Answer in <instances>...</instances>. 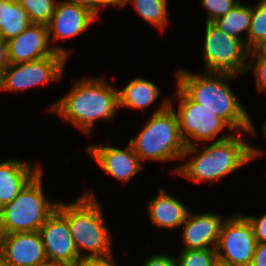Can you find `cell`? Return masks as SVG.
Here are the masks:
<instances>
[{"mask_svg":"<svg viewBox=\"0 0 266 266\" xmlns=\"http://www.w3.org/2000/svg\"><path fill=\"white\" fill-rule=\"evenodd\" d=\"M221 137L200 151L175 173L192 181H215L231 174L261 154L260 150L244 142L241 134Z\"/></svg>","mask_w":266,"mask_h":266,"instance_id":"3","label":"cell"},{"mask_svg":"<svg viewBox=\"0 0 266 266\" xmlns=\"http://www.w3.org/2000/svg\"><path fill=\"white\" fill-rule=\"evenodd\" d=\"M31 23L47 25L56 8L54 0H17Z\"/></svg>","mask_w":266,"mask_h":266,"instance_id":"24","label":"cell"},{"mask_svg":"<svg viewBox=\"0 0 266 266\" xmlns=\"http://www.w3.org/2000/svg\"><path fill=\"white\" fill-rule=\"evenodd\" d=\"M0 266H5L4 264H3V261L0 259Z\"/></svg>","mask_w":266,"mask_h":266,"instance_id":"40","label":"cell"},{"mask_svg":"<svg viewBox=\"0 0 266 266\" xmlns=\"http://www.w3.org/2000/svg\"><path fill=\"white\" fill-rule=\"evenodd\" d=\"M7 42H0V72L3 73L6 67L9 65Z\"/></svg>","mask_w":266,"mask_h":266,"instance_id":"33","label":"cell"},{"mask_svg":"<svg viewBox=\"0 0 266 266\" xmlns=\"http://www.w3.org/2000/svg\"><path fill=\"white\" fill-rule=\"evenodd\" d=\"M112 261L113 258L110 254L103 257H92L83 259L77 266H116Z\"/></svg>","mask_w":266,"mask_h":266,"instance_id":"32","label":"cell"},{"mask_svg":"<svg viewBox=\"0 0 266 266\" xmlns=\"http://www.w3.org/2000/svg\"><path fill=\"white\" fill-rule=\"evenodd\" d=\"M0 90L2 91V73L0 72Z\"/></svg>","mask_w":266,"mask_h":266,"instance_id":"37","label":"cell"},{"mask_svg":"<svg viewBox=\"0 0 266 266\" xmlns=\"http://www.w3.org/2000/svg\"><path fill=\"white\" fill-rule=\"evenodd\" d=\"M176 97L180 99L178 113L175 112L181 137L184 139L186 148L183 158L190 153L197 154L198 140H213L217 134L228 124L212 111L204 108L201 104L191 101L178 87ZM189 137V138H188ZM191 138L195 142L191 141ZM195 143V144H194Z\"/></svg>","mask_w":266,"mask_h":266,"instance_id":"8","label":"cell"},{"mask_svg":"<svg viewBox=\"0 0 266 266\" xmlns=\"http://www.w3.org/2000/svg\"><path fill=\"white\" fill-rule=\"evenodd\" d=\"M129 143L140 161L151 159L166 162L183 158L186 145L180 134L175 110L169 100L164 101L142 131L136 138H131Z\"/></svg>","mask_w":266,"mask_h":266,"instance_id":"5","label":"cell"},{"mask_svg":"<svg viewBox=\"0 0 266 266\" xmlns=\"http://www.w3.org/2000/svg\"><path fill=\"white\" fill-rule=\"evenodd\" d=\"M246 217L252 225L256 242H266V214L260 218L254 216Z\"/></svg>","mask_w":266,"mask_h":266,"instance_id":"29","label":"cell"},{"mask_svg":"<svg viewBox=\"0 0 266 266\" xmlns=\"http://www.w3.org/2000/svg\"><path fill=\"white\" fill-rule=\"evenodd\" d=\"M239 2V0H202L201 3L208 12L207 22L212 23L214 20L226 15Z\"/></svg>","mask_w":266,"mask_h":266,"instance_id":"26","label":"cell"},{"mask_svg":"<svg viewBox=\"0 0 266 266\" xmlns=\"http://www.w3.org/2000/svg\"><path fill=\"white\" fill-rule=\"evenodd\" d=\"M254 51H255L258 55H260V56L266 58V40H264L259 46H257V47L254 49Z\"/></svg>","mask_w":266,"mask_h":266,"instance_id":"35","label":"cell"},{"mask_svg":"<svg viewBox=\"0 0 266 266\" xmlns=\"http://www.w3.org/2000/svg\"><path fill=\"white\" fill-rule=\"evenodd\" d=\"M215 266H230V265H226V264H223V263H221V262H217L216 264H215Z\"/></svg>","mask_w":266,"mask_h":266,"instance_id":"36","label":"cell"},{"mask_svg":"<svg viewBox=\"0 0 266 266\" xmlns=\"http://www.w3.org/2000/svg\"><path fill=\"white\" fill-rule=\"evenodd\" d=\"M96 18L89 10L76 3L64 0L57 2L55 12L47 24L49 38L53 40L75 37L87 30Z\"/></svg>","mask_w":266,"mask_h":266,"instance_id":"15","label":"cell"},{"mask_svg":"<svg viewBox=\"0 0 266 266\" xmlns=\"http://www.w3.org/2000/svg\"><path fill=\"white\" fill-rule=\"evenodd\" d=\"M67 56L51 55L41 59L9 64L2 73V91H21L59 79Z\"/></svg>","mask_w":266,"mask_h":266,"instance_id":"10","label":"cell"},{"mask_svg":"<svg viewBox=\"0 0 266 266\" xmlns=\"http://www.w3.org/2000/svg\"><path fill=\"white\" fill-rule=\"evenodd\" d=\"M223 221L218 214L204 213L192 215L189 211L183 223L184 249L215 248Z\"/></svg>","mask_w":266,"mask_h":266,"instance_id":"16","label":"cell"},{"mask_svg":"<svg viewBox=\"0 0 266 266\" xmlns=\"http://www.w3.org/2000/svg\"><path fill=\"white\" fill-rule=\"evenodd\" d=\"M87 149L99 166L119 181L127 182L142 169L130 143L123 150L102 145H90Z\"/></svg>","mask_w":266,"mask_h":266,"instance_id":"14","label":"cell"},{"mask_svg":"<svg viewBox=\"0 0 266 266\" xmlns=\"http://www.w3.org/2000/svg\"><path fill=\"white\" fill-rule=\"evenodd\" d=\"M256 243L252 225L246 216L224 219L215 247L217 259L230 266H249Z\"/></svg>","mask_w":266,"mask_h":266,"instance_id":"9","label":"cell"},{"mask_svg":"<svg viewBox=\"0 0 266 266\" xmlns=\"http://www.w3.org/2000/svg\"><path fill=\"white\" fill-rule=\"evenodd\" d=\"M249 266H266V242L256 243L254 256Z\"/></svg>","mask_w":266,"mask_h":266,"instance_id":"31","label":"cell"},{"mask_svg":"<svg viewBox=\"0 0 266 266\" xmlns=\"http://www.w3.org/2000/svg\"><path fill=\"white\" fill-rule=\"evenodd\" d=\"M31 24L17 0H0V31L4 41L16 37Z\"/></svg>","mask_w":266,"mask_h":266,"instance_id":"20","label":"cell"},{"mask_svg":"<svg viewBox=\"0 0 266 266\" xmlns=\"http://www.w3.org/2000/svg\"><path fill=\"white\" fill-rule=\"evenodd\" d=\"M3 38H2V35H1V31H0V42H3Z\"/></svg>","mask_w":266,"mask_h":266,"instance_id":"39","label":"cell"},{"mask_svg":"<svg viewBox=\"0 0 266 266\" xmlns=\"http://www.w3.org/2000/svg\"><path fill=\"white\" fill-rule=\"evenodd\" d=\"M252 56V57H251ZM249 57L255 58L254 64L247 65V71L254 70L256 86L258 91L266 92V58L258 55L254 50L249 52Z\"/></svg>","mask_w":266,"mask_h":266,"instance_id":"27","label":"cell"},{"mask_svg":"<svg viewBox=\"0 0 266 266\" xmlns=\"http://www.w3.org/2000/svg\"><path fill=\"white\" fill-rule=\"evenodd\" d=\"M204 42L205 73L239 76L246 72L248 63L245 60L249 58L250 50L241 39L227 35L212 23L206 22Z\"/></svg>","mask_w":266,"mask_h":266,"instance_id":"7","label":"cell"},{"mask_svg":"<svg viewBox=\"0 0 266 266\" xmlns=\"http://www.w3.org/2000/svg\"><path fill=\"white\" fill-rule=\"evenodd\" d=\"M119 110L118 89L103 79H87L75 82L74 88L52 107L66 121L85 133H91L96 119H108Z\"/></svg>","mask_w":266,"mask_h":266,"instance_id":"2","label":"cell"},{"mask_svg":"<svg viewBox=\"0 0 266 266\" xmlns=\"http://www.w3.org/2000/svg\"><path fill=\"white\" fill-rule=\"evenodd\" d=\"M263 134H265V138H266V122H265V125H264V127H263Z\"/></svg>","mask_w":266,"mask_h":266,"instance_id":"38","label":"cell"},{"mask_svg":"<svg viewBox=\"0 0 266 266\" xmlns=\"http://www.w3.org/2000/svg\"><path fill=\"white\" fill-rule=\"evenodd\" d=\"M131 2L144 20L158 29H164L168 23L166 0H121V4Z\"/></svg>","mask_w":266,"mask_h":266,"instance_id":"22","label":"cell"},{"mask_svg":"<svg viewBox=\"0 0 266 266\" xmlns=\"http://www.w3.org/2000/svg\"><path fill=\"white\" fill-rule=\"evenodd\" d=\"M56 210L67 220L82 260L111 254V236L104 223L101 206L93 192H87L69 204L59 202ZM82 248L90 253L82 255Z\"/></svg>","mask_w":266,"mask_h":266,"instance_id":"4","label":"cell"},{"mask_svg":"<svg viewBox=\"0 0 266 266\" xmlns=\"http://www.w3.org/2000/svg\"><path fill=\"white\" fill-rule=\"evenodd\" d=\"M40 171L14 159L0 162V208L16 198Z\"/></svg>","mask_w":266,"mask_h":266,"instance_id":"17","label":"cell"},{"mask_svg":"<svg viewBox=\"0 0 266 266\" xmlns=\"http://www.w3.org/2000/svg\"><path fill=\"white\" fill-rule=\"evenodd\" d=\"M49 41L47 25L32 23L22 33L7 41L9 63L29 62L51 55L68 57L69 51L60 46L48 48Z\"/></svg>","mask_w":266,"mask_h":266,"instance_id":"12","label":"cell"},{"mask_svg":"<svg viewBox=\"0 0 266 266\" xmlns=\"http://www.w3.org/2000/svg\"><path fill=\"white\" fill-rule=\"evenodd\" d=\"M149 216L155 226L176 228L185 222L189 209L176 198L160 189L149 203Z\"/></svg>","mask_w":266,"mask_h":266,"instance_id":"18","label":"cell"},{"mask_svg":"<svg viewBox=\"0 0 266 266\" xmlns=\"http://www.w3.org/2000/svg\"><path fill=\"white\" fill-rule=\"evenodd\" d=\"M251 23L247 35L246 47L251 51L266 40V0L251 7Z\"/></svg>","mask_w":266,"mask_h":266,"instance_id":"23","label":"cell"},{"mask_svg":"<svg viewBox=\"0 0 266 266\" xmlns=\"http://www.w3.org/2000/svg\"><path fill=\"white\" fill-rule=\"evenodd\" d=\"M36 266H64L61 262L50 260V259H45L38 263Z\"/></svg>","mask_w":266,"mask_h":266,"instance_id":"34","label":"cell"},{"mask_svg":"<svg viewBox=\"0 0 266 266\" xmlns=\"http://www.w3.org/2000/svg\"><path fill=\"white\" fill-rule=\"evenodd\" d=\"M144 266H178L176 259L167 255H152L146 261Z\"/></svg>","mask_w":266,"mask_h":266,"instance_id":"30","label":"cell"},{"mask_svg":"<svg viewBox=\"0 0 266 266\" xmlns=\"http://www.w3.org/2000/svg\"><path fill=\"white\" fill-rule=\"evenodd\" d=\"M47 259L77 266L79 257L67 220L55 210L39 229Z\"/></svg>","mask_w":266,"mask_h":266,"instance_id":"11","label":"cell"},{"mask_svg":"<svg viewBox=\"0 0 266 266\" xmlns=\"http://www.w3.org/2000/svg\"><path fill=\"white\" fill-rule=\"evenodd\" d=\"M251 17V7L239 2L226 15L214 20L212 24L223 33L241 39L246 44L240 34L246 31L248 35Z\"/></svg>","mask_w":266,"mask_h":266,"instance_id":"21","label":"cell"},{"mask_svg":"<svg viewBox=\"0 0 266 266\" xmlns=\"http://www.w3.org/2000/svg\"><path fill=\"white\" fill-rule=\"evenodd\" d=\"M45 198L40 171L16 198L0 208V235L39 231L58 205Z\"/></svg>","mask_w":266,"mask_h":266,"instance_id":"6","label":"cell"},{"mask_svg":"<svg viewBox=\"0 0 266 266\" xmlns=\"http://www.w3.org/2000/svg\"><path fill=\"white\" fill-rule=\"evenodd\" d=\"M236 75L209 73L199 76L187 71L177 73V87L193 102L222 118L233 130L255 133L252 120L227 85Z\"/></svg>","mask_w":266,"mask_h":266,"instance_id":"1","label":"cell"},{"mask_svg":"<svg viewBox=\"0 0 266 266\" xmlns=\"http://www.w3.org/2000/svg\"><path fill=\"white\" fill-rule=\"evenodd\" d=\"M160 89L153 82L143 78H136L127 84L122 90H118L120 107L141 108L152 104L158 97Z\"/></svg>","mask_w":266,"mask_h":266,"instance_id":"19","label":"cell"},{"mask_svg":"<svg viewBox=\"0 0 266 266\" xmlns=\"http://www.w3.org/2000/svg\"><path fill=\"white\" fill-rule=\"evenodd\" d=\"M89 10L95 17L101 6H122L121 0H68Z\"/></svg>","mask_w":266,"mask_h":266,"instance_id":"28","label":"cell"},{"mask_svg":"<svg viewBox=\"0 0 266 266\" xmlns=\"http://www.w3.org/2000/svg\"><path fill=\"white\" fill-rule=\"evenodd\" d=\"M176 262L178 266H215L218 259L215 248L183 249Z\"/></svg>","mask_w":266,"mask_h":266,"instance_id":"25","label":"cell"},{"mask_svg":"<svg viewBox=\"0 0 266 266\" xmlns=\"http://www.w3.org/2000/svg\"><path fill=\"white\" fill-rule=\"evenodd\" d=\"M0 259L5 266H36L45 260L39 231L0 235Z\"/></svg>","mask_w":266,"mask_h":266,"instance_id":"13","label":"cell"}]
</instances>
